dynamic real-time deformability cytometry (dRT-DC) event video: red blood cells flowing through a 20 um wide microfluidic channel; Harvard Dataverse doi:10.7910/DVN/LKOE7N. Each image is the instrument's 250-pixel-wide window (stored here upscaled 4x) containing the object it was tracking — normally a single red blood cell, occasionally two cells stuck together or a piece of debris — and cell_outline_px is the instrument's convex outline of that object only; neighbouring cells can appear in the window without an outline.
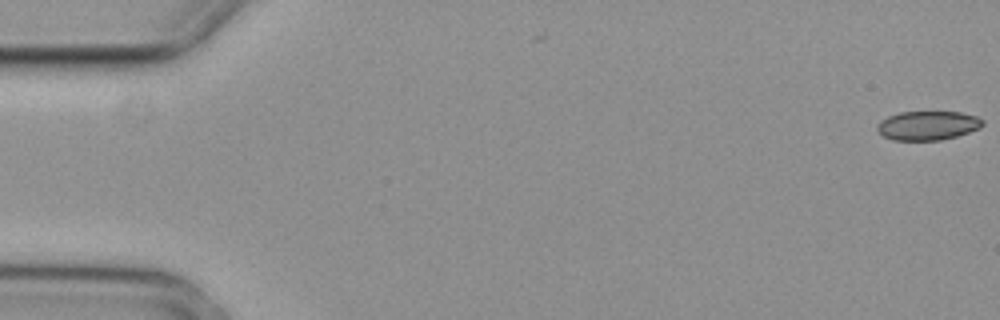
{"species": "common noctule bat (a hibernating species)", "species_latin": "Nyctalus noctula", "temperature_condition": "cold", "stored_images_in_passage": 5, "camera_frame_rate_fps": 3000, "um_per_image_px": 0.085, "animal": {"sex": "female", "body_mass_g": 29.2, "forearm_length_mm": 56.3}, "frame": {"image": 1, "passage_image": 1, "time_ms": 0.0, "image_size_px": [1000, 320], "cell_outline_px": [[984, 124], [980, 128], [956, 136], [940, 140], [892, 140], [884, 136], [876, 128], [876, 124], [880, 120], [888, 116], [900, 112], [960, 112], [976, 116], [984, 120]], "centroid_in_image_um": [78.85, 10.66], "position_along_channel_um": 6.2, "area_um2": 17.86}}